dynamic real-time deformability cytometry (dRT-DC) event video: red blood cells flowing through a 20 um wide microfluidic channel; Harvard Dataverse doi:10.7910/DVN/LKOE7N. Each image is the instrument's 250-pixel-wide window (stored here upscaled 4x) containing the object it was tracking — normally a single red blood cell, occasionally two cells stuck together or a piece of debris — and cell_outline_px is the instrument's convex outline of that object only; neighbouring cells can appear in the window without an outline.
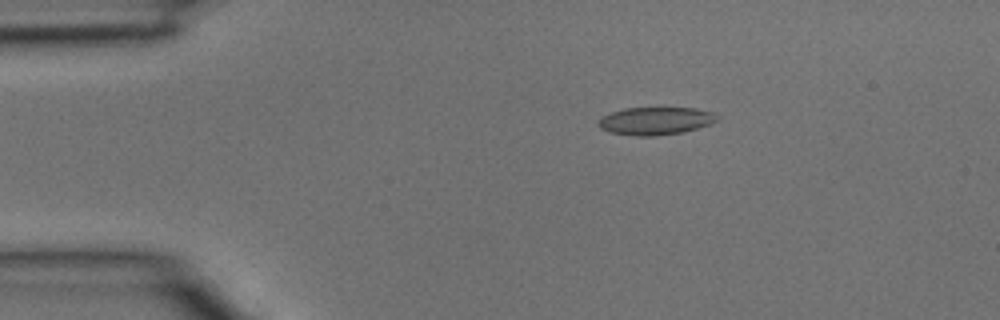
{"species": "common noctule bat (a hibernating species)", "species_latin": "Nyctalus noctula", "temperature_condition": "room temperature", "stored_images_in_passage": 33, "camera_frame_rate_fps": 3000, "um_per_image_px": 0.085, "animal": {"sex": "male", "body_mass_g": 15.6}, "frame": {"image": 1, "passage_image": 1, "time_ms": 0.0, "image_size_px": [1000, 320], "cell_outline_px": [[716, 120], [708, 124], [684, 132], [656, 136], [636, 136], [608, 132], [600, 128], [596, 124], [600, 116], [624, 108], [696, 108], [712, 112], [716, 116]], "centroid_in_image_um": [55.63, 10.28], "position_along_channel_um": 29.4, "area_um2": 19.19}}
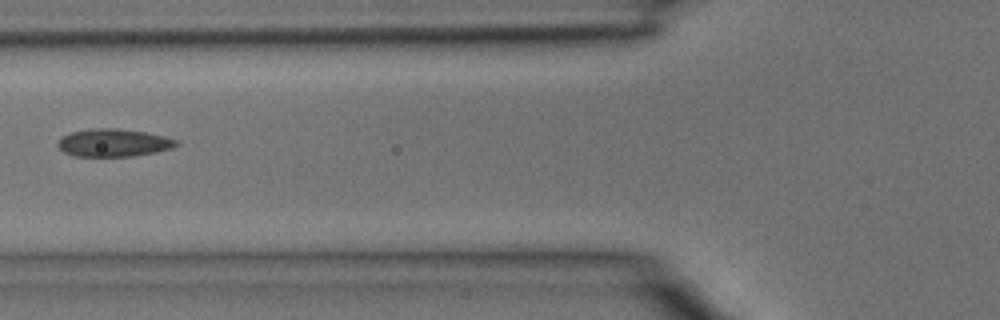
{"frame": {"image": 2, "passage_image": 9, "time_ms": 2.667, "image_size_px": [1000, 320], "cell_outline_px": [[180, 144], [172, 148], [156, 152], [132, 156], [76, 156], [64, 152], [56, 144], [64, 136], [72, 132], [92, 128], [116, 128], [144, 132], [164, 136], [176, 140]], "centroid_in_image_um": [9.67, 12.13], "position_along_channel_um": 116.1, "area_um2": 18.96}}
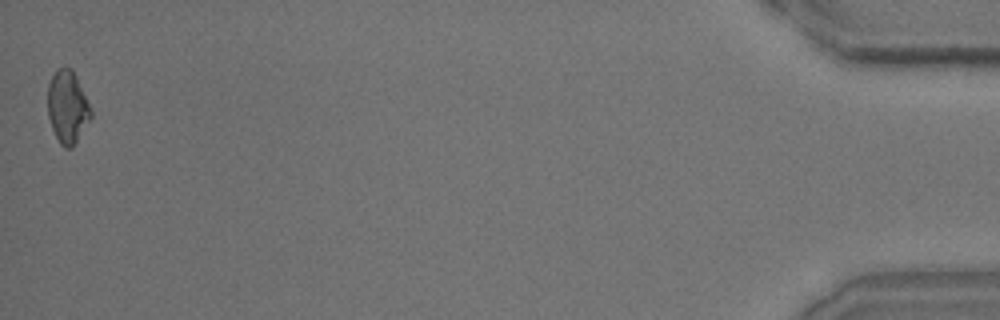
{"frame": {"image": 3, "passage_image": 33, "time_ms": 10.667, "image_size_px": [1000, 320], "cell_outline_px": [[92, 116], [72, 148], [64, 148], [60, 144], [52, 128], [48, 116], [48, 84], [56, 68], [72, 68], [76, 76], [92, 112]], "centroid_in_image_um": [5.72, 9.1], "position_along_channel_um": 429.5, "area_um2": 18.03}}